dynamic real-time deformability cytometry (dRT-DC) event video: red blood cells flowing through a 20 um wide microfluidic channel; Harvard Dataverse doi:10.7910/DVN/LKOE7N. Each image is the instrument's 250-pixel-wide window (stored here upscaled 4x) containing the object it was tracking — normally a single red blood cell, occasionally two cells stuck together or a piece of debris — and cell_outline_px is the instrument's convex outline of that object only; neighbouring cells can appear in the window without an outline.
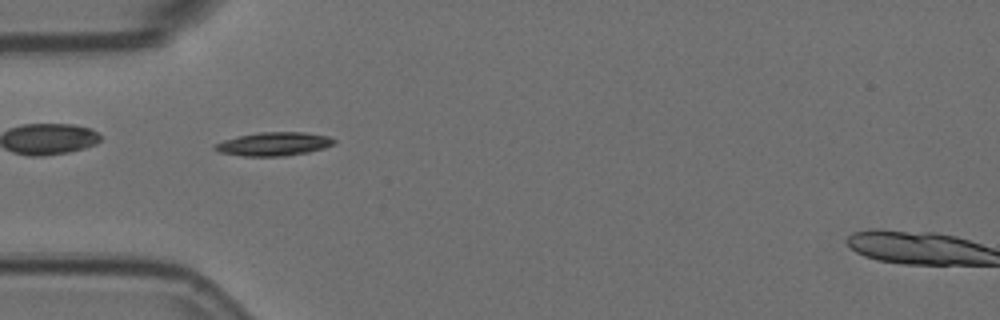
{"species": "Egyptian fruit bat (a non-hibernating species)", "species_latin": "Rousettus aegyptiacus", "temperature_condition": "room temperature", "stored_images_in_passage": 56, "camera_frame_rate_fps": 3000, "um_per_image_px": 0.085, "animal": {"sex": "female"}, "frame": {"image": 1, "passage_image": 17, "time_ms": 5.333, "image_size_px": [1000, 320], "cell_outline_px": [[336, 144], [324, 148], [308, 152], [288, 156], [244, 156], [220, 152], [212, 148], [212, 144], [236, 136], [260, 132], [304, 132], [328, 136], [336, 140]], "centroid_in_image_um": [23.27, 12.24], "position_along_channel_um": 61.7, "area_um2": 16.53}}
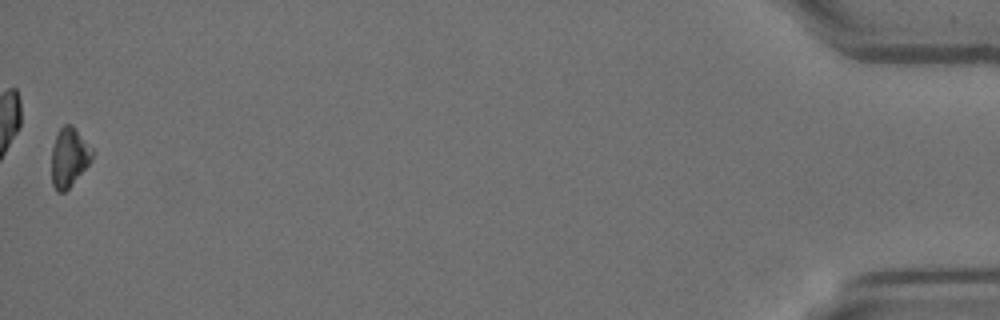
{"frame": {"image": 2, "passage_image": 56, "time_ms": 18.333, "image_size_px": [1000, 320], "cell_outline_px": [[92, 160], [72, 184], [64, 192], [56, 192], [52, 184], [52, 148], [56, 132], [64, 124], [72, 124], [92, 148]], "centroid_in_image_um": [5.86, 13.35], "position_along_channel_um": 429.3, "area_um2": 13.99}, "authors_computed_cell_mechanics": {"area_um2": 14.7679, "velocity_mm_per_s": 3.5894, "shape_relaxation_time_tau1_ms": 9.5542, "shape_relaxation_time_tau2_ms": null, "deformation_change_tau1": 0.1847, "deformation_change_tau2": null}}